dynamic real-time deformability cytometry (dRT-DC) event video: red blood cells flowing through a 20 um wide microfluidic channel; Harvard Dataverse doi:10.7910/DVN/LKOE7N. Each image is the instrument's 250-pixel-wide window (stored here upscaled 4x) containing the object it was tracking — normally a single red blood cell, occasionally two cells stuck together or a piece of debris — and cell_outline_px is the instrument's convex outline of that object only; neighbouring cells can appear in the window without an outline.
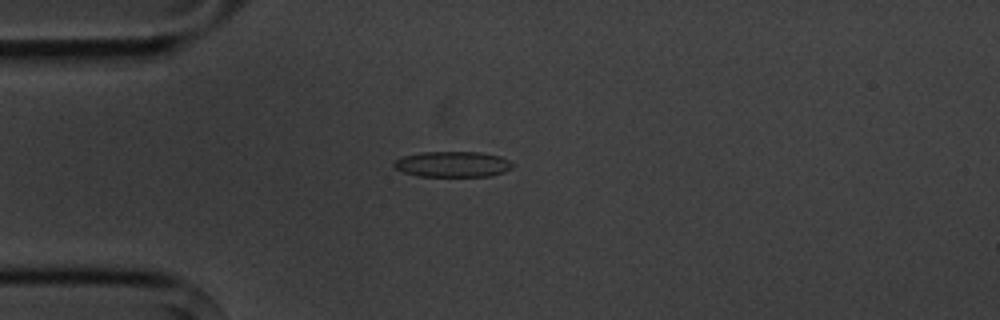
{"species": "common noctule bat (a hibernating species)", "species_latin": "Nyctalus noctula", "temperature_condition": "cold", "stored_images_in_passage": 5, "camera_frame_rate_fps": 3000, "um_per_image_px": 0.085, "animal": {"sex": "male", "body_mass_g": 20.1, "forearm_length_mm": 53.5}, "frame": {"image": 1, "passage_image": 4, "time_ms": 3.667, "image_size_px": [1000, 320], "cell_outline_px": [[516, 164], [512, 168], [504, 172], [488, 176], [416, 176], [404, 172], [396, 168], [392, 164], [400, 156], [420, 152], [480, 152], [500, 156]], "centroid_in_image_um": [38.48, 13.95], "position_along_channel_um": 46.5, "area_um2": 17.86}}